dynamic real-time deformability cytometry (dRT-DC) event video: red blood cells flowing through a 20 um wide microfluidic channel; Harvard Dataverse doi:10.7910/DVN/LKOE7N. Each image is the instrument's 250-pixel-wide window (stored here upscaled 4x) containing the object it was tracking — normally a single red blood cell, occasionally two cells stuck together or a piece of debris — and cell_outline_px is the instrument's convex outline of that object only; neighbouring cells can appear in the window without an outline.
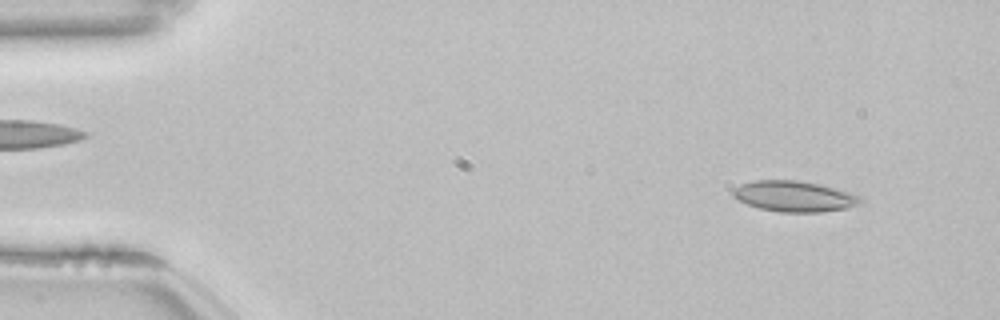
{"species": "common noctule bat (a hibernating species)", "species_latin": "Nyctalus noctula", "temperature_condition": "room temperature", "stored_images_in_passage": 26, "camera_frame_rate_fps": 3000, "um_per_image_px": 0.085, "animal": {"sex": "female", "body_mass_g": 22.7, "forearm_length_mm": 54.2}, "frame": {"image": 1, "passage_image": 4, "time_ms": 1.0, "image_size_px": [1000, 320], "cell_outline_px": [[864, 200], [848, 208], [820, 212], [780, 212], [760, 208], [748, 204], [732, 196], [732, 188], [740, 184], [756, 180], [800, 180], [820, 184], [848, 192], [860, 196]], "centroid_in_image_um": [67.49, 16.68], "position_along_channel_um": 17.5, "area_um2": 22.77}}
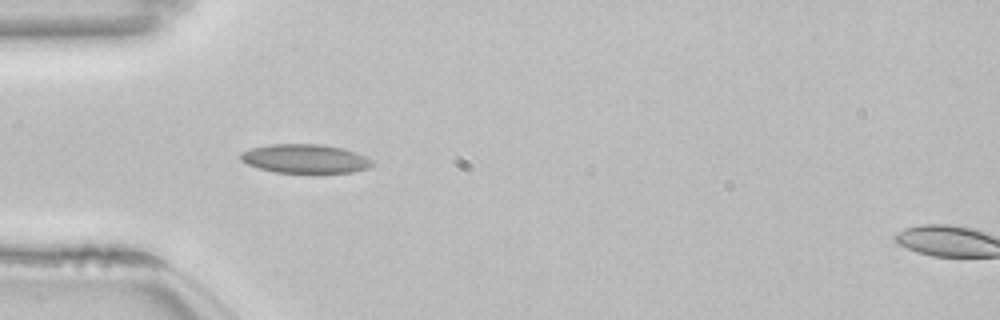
{"frame": {"image": 2, "passage_image": 15, "time_ms": 4.667, "image_size_px": [1000, 320], "cell_outline_px": [[372, 164], [368, 168], [352, 172], [276, 172], [260, 168], [248, 164], [240, 160], [240, 152], [248, 148], [268, 144], [320, 144], [344, 148], [356, 152], [372, 160]], "centroid_in_image_um": [25.89, 13.47], "position_along_channel_um": 59.1, "area_um2": 22.08}}
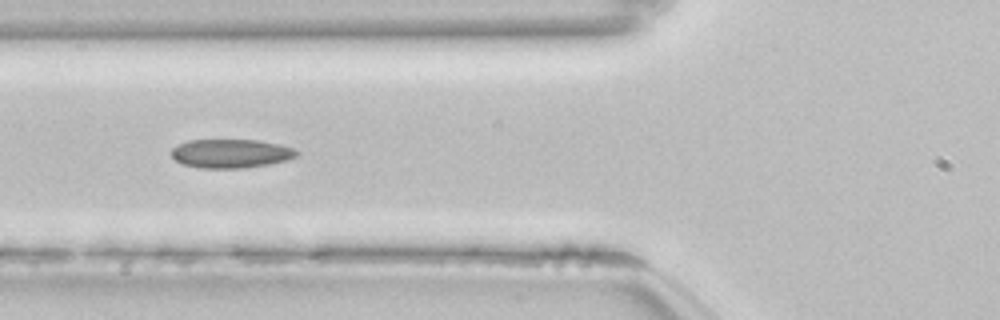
{"frame": {"image": 3, "passage_image": 19, "time_ms": 6.0, "image_size_px": [1000, 320], "cell_outline_px": [[300, 156], [288, 160], [268, 164], [244, 168], [200, 168], [180, 164], [172, 156], [172, 148], [188, 140], [256, 140], [280, 144], [296, 148], [300, 152]], "centroid_in_image_um": [19.68, 13.05], "position_along_channel_um": 106.1, "area_um2": 21.27}}